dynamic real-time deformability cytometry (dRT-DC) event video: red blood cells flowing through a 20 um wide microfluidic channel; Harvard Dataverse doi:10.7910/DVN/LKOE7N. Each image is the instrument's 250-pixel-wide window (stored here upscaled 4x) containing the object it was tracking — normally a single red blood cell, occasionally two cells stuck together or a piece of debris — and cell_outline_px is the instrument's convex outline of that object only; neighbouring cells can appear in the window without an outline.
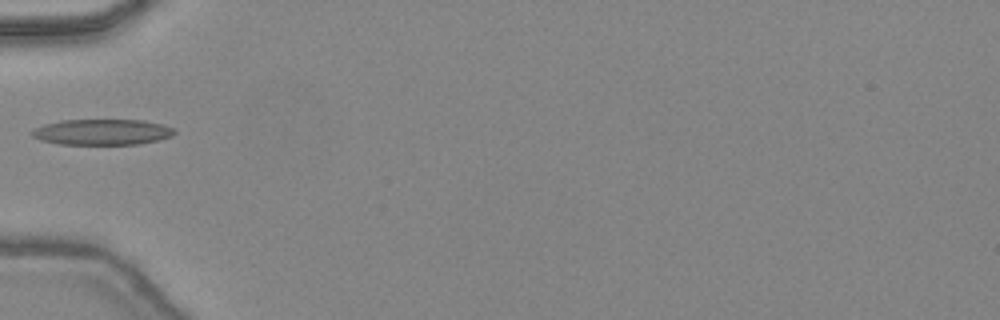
{"species": "common noctule bat (a hibernating species)", "species_latin": "Nyctalus noctula", "temperature_condition": "warm", "stored_images_in_passage": 21, "camera_frame_rate_fps": 3000, "um_per_image_px": 0.085, "animal": {"sex": "female", "body_mass_g": 24.6, "forearm_length_mm": 56.2}, "frame": {"image": 1, "passage_image": 1, "time_ms": 0.0, "image_size_px": [1000, 320], "cell_outline_px": [[176, 132], [172, 136], [160, 140], [140, 144], [60, 144], [40, 140], [32, 136], [32, 132], [36, 128], [44, 124], [60, 120], [144, 120], [164, 124], [172, 128]], "centroid_in_image_um": [8.72, 11.22], "position_along_channel_um": 76.3, "area_um2": 21.44}}
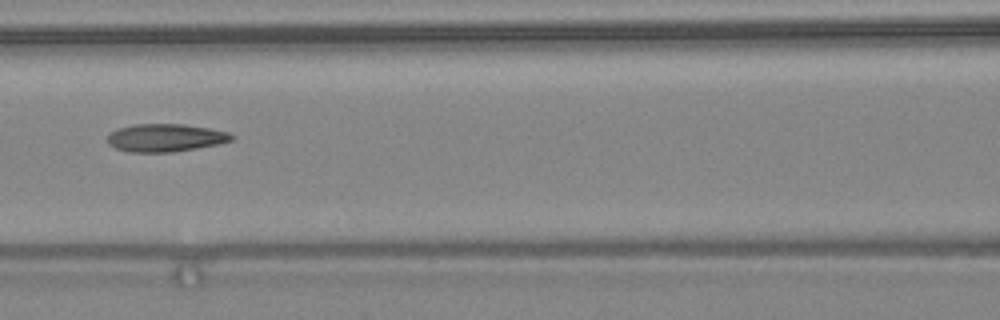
{"frame": {"image": 2, "passage_image": 6, "time_ms": 1.667, "image_size_px": [1000, 320], "cell_outline_px": [[236, 136], [232, 140], [220, 144], [172, 152], [128, 152], [116, 148], [108, 144], [108, 132], [120, 128], [136, 124], [184, 124], [208, 128], [228, 132]], "centroid_in_image_um": [14.07, 11.71], "position_along_channel_um": 152.5, "area_um2": 20.17}}
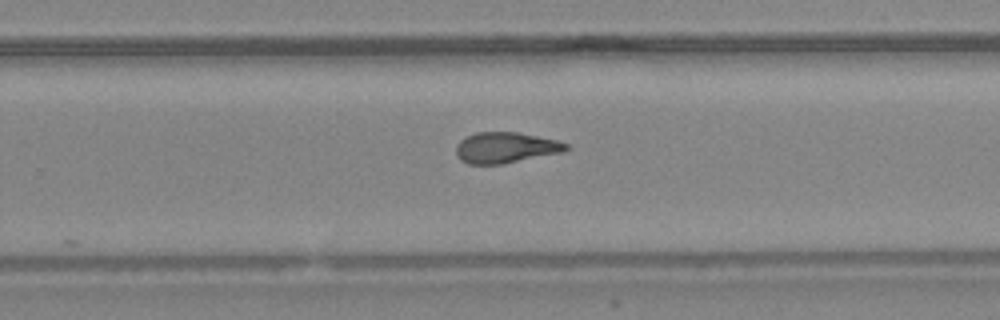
{"frame": {"image": 3, "passage_image": 15, "time_ms": 4.667, "image_size_px": [1000, 320], "cell_outline_px": [[568, 148], [564, 152], [504, 164], [468, 164], [460, 160], [456, 156], [456, 144], [464, 136], [476, 132], [516, 132], [556, 140], [568, 144]], "centroid_in_image_um": [42.94, 12.55], "position_along_channel_um": 286.9, "area_um2": 19.94}}